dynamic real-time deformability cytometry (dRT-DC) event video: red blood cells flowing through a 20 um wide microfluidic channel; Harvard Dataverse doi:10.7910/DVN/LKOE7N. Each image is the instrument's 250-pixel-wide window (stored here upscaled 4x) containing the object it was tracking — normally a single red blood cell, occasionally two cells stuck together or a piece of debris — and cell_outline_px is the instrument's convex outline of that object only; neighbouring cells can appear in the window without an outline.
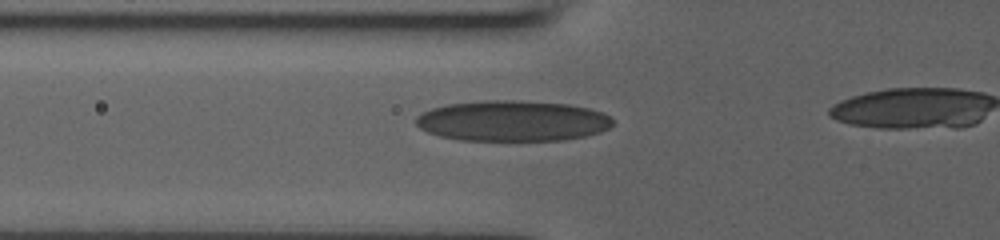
{"species": "human", "species_latin": "Homo sapiens", "temperature_condition": "room temperature", "stored_images_in_passage": 31, "camera_frame_rate_fps": 3000, "um_per_image_px": 0.085, "donor": {"sex": "male"}, "frame": {"image": 1, "passage_image": 8, "time_ms": 2.333, "image_size_px": [1000, 240], "cell_outline_px": [[612, 124], [608, 128], [600, 132], [584, 136], [564, 140], [460, 140], [440, 136], [428, 132], [420, 128], [416, 124], [416, 116], [420, 112], [432, 108], [448, 104], [484, 100], [512, 100], [568, 104], [588, 108], [600, 112], [608, 116], [612, 120]], "centroid_in_image_um": [43.52, 10.27], "position_along_channel_um": 82.3, "area_um2": 46.53}}
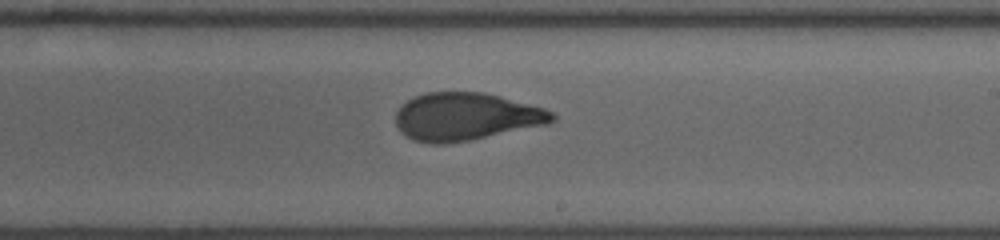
{"frame": {"image": 2, "passage_image": 20, "time_ms": 6.333, "image_size_px": [1000, 240], "cell_outline_px": [[556, 120], [548, 124], [472, 140], [444, 144], [432, 144], [412, 140], [404, 136], [400, 132], [396, 124], [396, 112], [408, 100], [424, 92], [484, 92], [500, 96], [544, 108], [552, 112], [556, 116]], "centroid_in_image_um": [39.6, 9.93], "position_along_channel_um": 249.4, "area_um2": 43.7}}
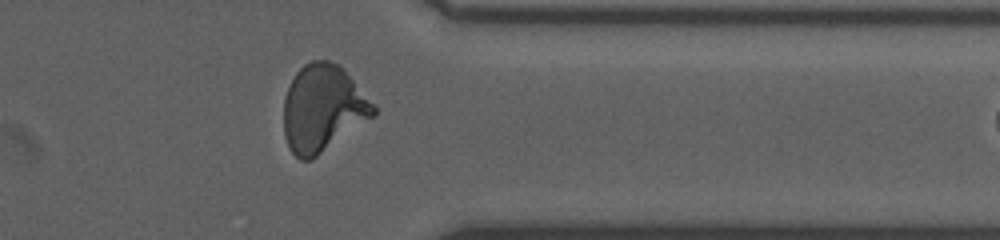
{"frame": {"image": 3, "passage_image": 30, "time_ms": 9.667, "image_size_px": [1000, 240], "cell_outline_px": [[376, 116], [312, 160], [300, 160], [288, 148], [284, 136], [284, 100], [288, 88], [296, 72], [304, 64], [312, 60], [328, 60], [340, 64], [344, 68], [376, 108]], "centroid_in_image_um": [27.45, 9.23], "position_along_channel_um": 384.0, "area_um2": 45.72}}